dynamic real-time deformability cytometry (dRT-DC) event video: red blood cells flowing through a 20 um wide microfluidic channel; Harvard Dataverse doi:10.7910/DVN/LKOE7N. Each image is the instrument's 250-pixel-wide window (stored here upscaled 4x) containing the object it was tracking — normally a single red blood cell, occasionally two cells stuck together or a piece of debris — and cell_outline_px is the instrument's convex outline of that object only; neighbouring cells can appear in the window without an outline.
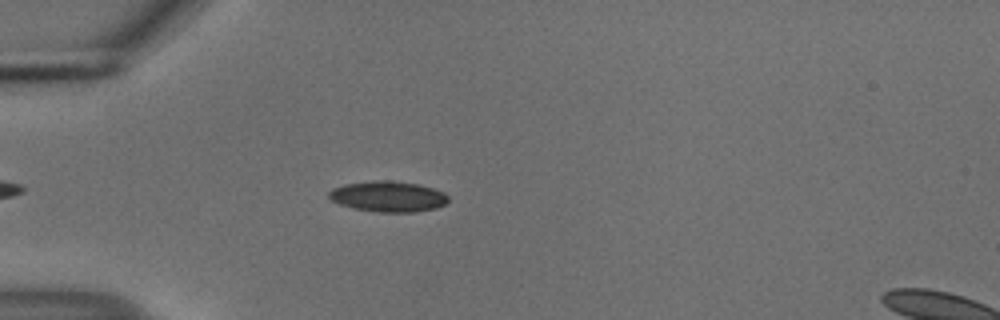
{"species": "common noctule bat (a hibernating species)", "species_latin": "Nyctalus noctula", "temperature_condition": "cold", "stored_images_in_passage": 43, "camera_frame_rate_fps": 3000, "um_per_image_px": 0.085, "animal": {"sex": "male", "body_mass_g": 18.8}, "frame": {"image": 1, "passage_image": 5, "time_ms": 1.333, "image_size_px": [1000, 320], "cell_outline_px": [[448, 200], [444, 204], [436, 208], [412, 212], [376, 212], [352, 208], [340, 204], [332, 200], [328, 196], [328, 192], [332, 188], [344, 184], [376, 180], [388, 180], [420, 184], [444, 192], [448, 196]], "centroid_in_image_um": [32.97, 16.69], "position_along_channel_um": 52.0, "area_um2": 21.39}}
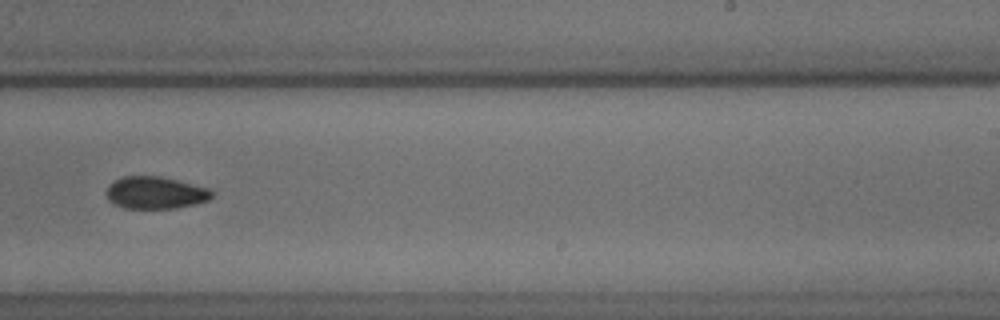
{"frame": {"image": 2, "passage_image": 24, "time_ms": 7.667, "image_size_px": [1000, 320], "cell_outline_px": [[212, 196], [208, 200], [176, 208], [124, 208], [112, 204], [108, 200], [104, 192], [108, 184], [124, 176], [160, 176], [212, 188]], "centroid_in_image_um": [13.17, 16.38], "position_along_channel_um": 275.8, "area_um2": 20.0}}
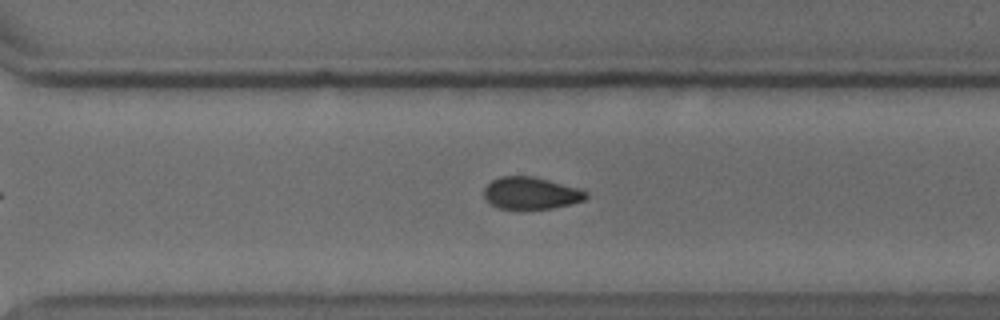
{"frame": {"image": 3, "passage_image": 28, "time_ms": 9.0, "image_size_px": [1000, 320], "cell_outline_px": [[588, 196], [584, 200], [552, 208], [524, 212], [500, 208], [492, 204], [484, 196], [484, 188], [492, 180], [500, 176], [532, 176], [580, 188], [588, 192]], "centroid_in_image_um": [45.13, 16.45], "position_along_channel_um": 325.5, "area_um2": 19.54}, "authors_computed_cell_mechanics": {"area_um2": 20.1144, "velocity_mm_per_s": 3.7388, "shape_relaxation_time_tau1_ms": 5.0287, "shape_relaxation_time_tau2_ms": null, "deformation_change_tau1": 0.1015, "deformation_change_tau2": null}}